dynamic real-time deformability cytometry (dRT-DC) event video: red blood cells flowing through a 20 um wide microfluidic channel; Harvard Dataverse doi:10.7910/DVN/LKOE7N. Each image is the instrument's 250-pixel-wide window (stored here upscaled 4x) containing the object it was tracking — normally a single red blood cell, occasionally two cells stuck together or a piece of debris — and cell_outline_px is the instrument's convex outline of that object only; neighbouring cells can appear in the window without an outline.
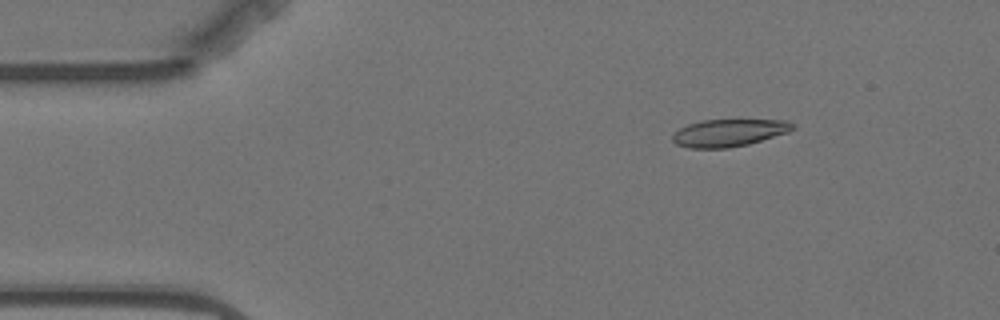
{"species": "Egyptian fruit bat (a non-hibernating species)", "species_latin": "Rousettus aegyptiacus", "temperature_condition": "warm", "stored_images_in_passage": 6, "camera_frame_rate_fps": 3000, "um_per_image_px": 0.085, "animal": {"sex": "female"}, "frame": {"image": 1, "passage_image": 3, "time_ms": 2.333, "image_size_px": [1000, 320], "cell_outline_px": [[796, 128], [788, 132], [748, 144], [728, 148], [688, 148], [676, 144], [672, 140], [672, 136], [680, 128], [688, 124], [704, 120], [788, 120], [796, 124]], "centroid_in_image_um": [61.98, 11.29], "position_along_channel_um": 23.0, "area_um2": 19.13}}
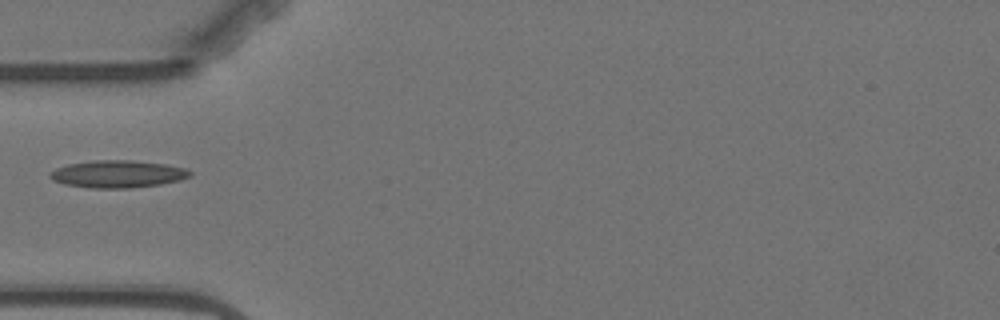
{"frame": {"image": 2, "passage_image": 6, "time_ms": 5.667, "image_size_px": [1000, 320], "cell_outline_px": [[192, 176], [180, 180], [160, 184], [128, 188], [92, 188], [64, 184], [52, 180], [48, 176], [48, 172], [56, 168], [68, 164], [92, 160], [132, 160], [164, 164], [184, 168], [192, 172]], "centroid_in_image_um": [9.97, 14.79], "position_along_channel_um": 75.0, "area_um2": 22.37}}